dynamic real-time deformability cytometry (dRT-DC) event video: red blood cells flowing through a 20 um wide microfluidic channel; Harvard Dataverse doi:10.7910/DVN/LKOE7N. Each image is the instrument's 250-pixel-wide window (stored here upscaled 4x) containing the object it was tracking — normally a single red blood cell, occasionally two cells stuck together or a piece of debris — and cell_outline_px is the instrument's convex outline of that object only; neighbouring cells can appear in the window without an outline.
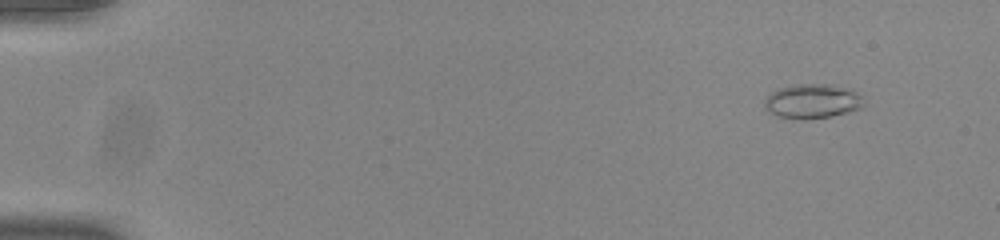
{"species": "common noctule bat (a hibernating species)", "species_latin": "Nyctalus noctula", "temperature_condition": "room temperature", "stored_images_in_passage": 55, "camera_frame_rate_fps": 3000, "um_per_image_px": 0.085, "animal": {"sex": "male", "body_mass_g": 20.0, "forearm_length_mm": 53.3}, "frame": {"image": 1, "passage_image": 6, "time_ms": 1.667, "image_size_px": [1000, 240], "cell_outline_px": [[864, 104], [860, 108], [848, 112], [828, 116], [804, 120], [780, 116], [768, 112], [764, 108], [764, 100], [772, 92], [780, 88], [796, 84], [828, 84], [852, 88], [864, 96]], "centroid_in_image_um": [69.09, 8.59], "position_along_channel_um": 15.9, "area_um2": 20.06}}
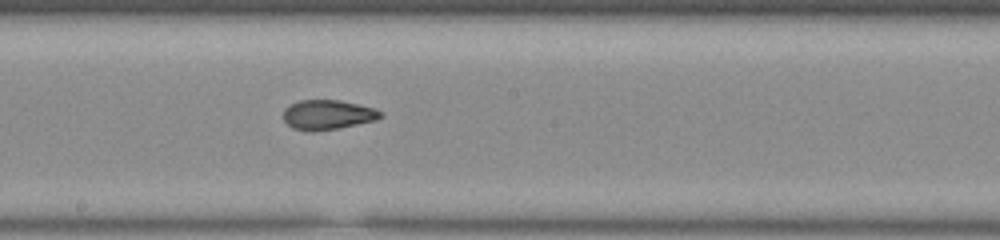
{"frame": {"image": 2, "passage_image": 32, "time_ms": 10.333, "image_size_px": [1000, 240], "cell_outline_px": [[384, 116], [376, 120], [336, 128], [312, 132], [292, 128], [284, 120], [284, 108], [300, 100], [340, 100], [376, 108], [384, 112]], "centroid_in_image_um": [27.89, 9.75], "position_along_channel_um": 220.3, "area_um2": 16.82}}
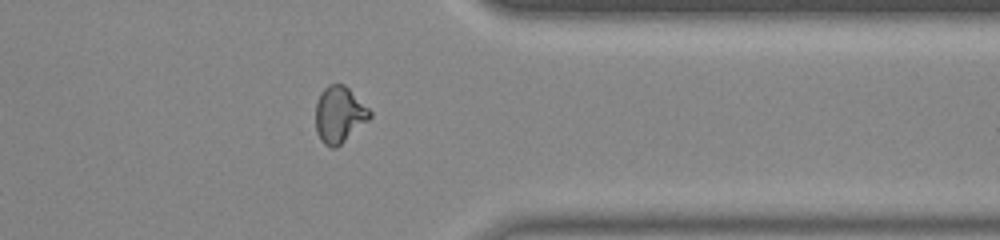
{"frame": {"image": 3, "passage_image": 45, "time_ms": 14.667, "image_size_px": [1000, 240], "cell_outline_px": [[372, 116], [368, 120], [336, 148], [332, 148], [324, 144], [320, 140], [316, 132], [316, 100], [320, 92], [328, 84], [344, 84], [372, 112]], "centroid_in_image_um": [28.81, 9.74], "position_along_channel_um": 382.6, "area_um2": 17.74}}